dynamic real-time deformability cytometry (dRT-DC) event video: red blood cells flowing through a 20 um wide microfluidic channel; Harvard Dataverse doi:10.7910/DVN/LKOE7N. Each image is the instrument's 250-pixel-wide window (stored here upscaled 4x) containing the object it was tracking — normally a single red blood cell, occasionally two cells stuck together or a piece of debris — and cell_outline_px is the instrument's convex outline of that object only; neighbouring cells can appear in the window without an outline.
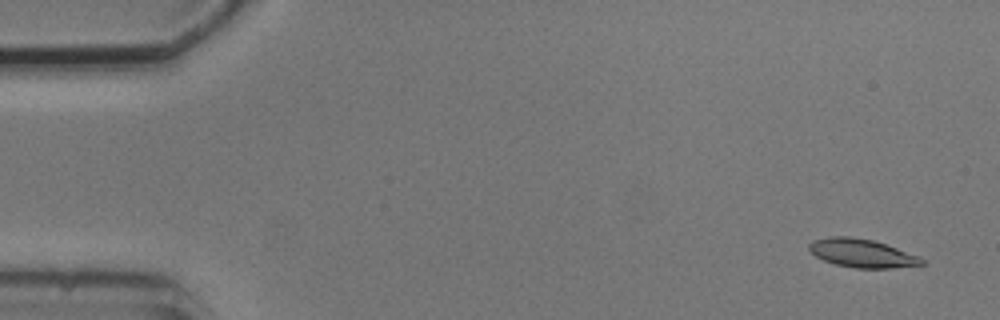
{"species": "common noctule bat (a hibernating species)", "species_latin": "Nyctalus noctula", "temperature_condition": "cold", "stored_images_in_passage": 7, "camera_frame_rate_fps": 3000, "um_per_image_px": 0.085, "animal": {"sex": "male", "body_mass_g": 20.5, "forearm_length_mm": 52.5}, "frame": {"image": 1, "passage_image": 1, "time_ms": 0.0, "image_size_px": [1000, 320], "cell_outline_px": [[924, 264], [888, 268], [856, 268], [836, 264], [824, 260], [816, 256], [808, 248], [808, 244], [812, 240], [828, 236], [848, 236], [872, 240], [920, 256], [924, 260]], "centroid_in_image_um": [73.23, 21.51], "position_along_channel_um": 11.8, "area_um2": 18.44}}
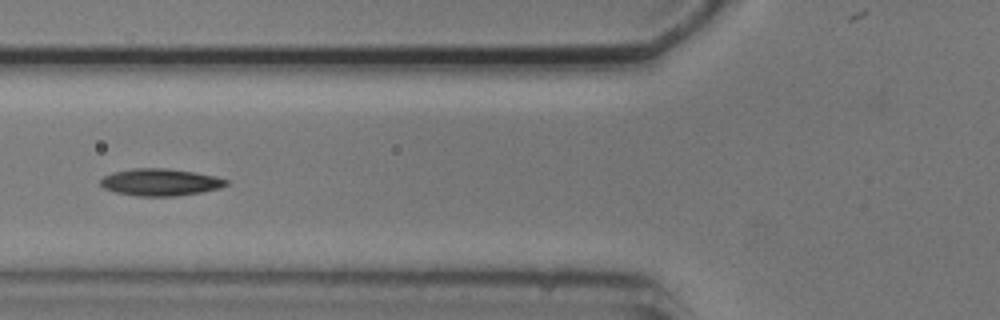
{"frame": {"image": 2, "passage_image": 6, "time_ms": 6.0, "image_size_px": [1000, 320], "cell_outline_px": [[228, 184], [220, 188], [200, 192], [176, 196], [136, 196], [116, 192], [104, 188], [100, 184], [100, 180], [104, 176], [112, 172], [132, 168], [168, 168], [196, 172], [216, 176], [228, 180]], "centroid_in_image_um": [13.63, 15.48], "position_along_channel_um": 112.2, "area_um2": 19.94}}
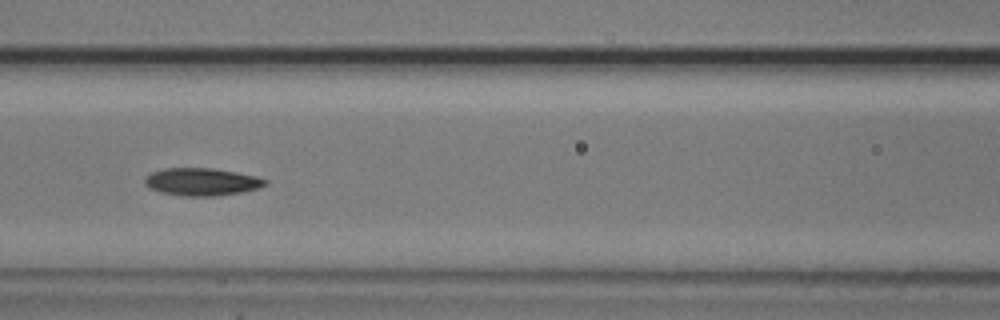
{"frame": {"image": 3, "passage_image": 7, "time_ms": 7.0, "image_size_px": [1000, 320], "cell_outline_px": [[268, 184], [256, 188], [240, 192], [216, 196], [184, 196], [160, 192], [144, 184], [144, 180], [152, 172], [164, 168], [216, 168], [256, 176], [268, 180]], "centroid_in_image_um": [17.16, 15.45], "position_along_channel_um": 149.4, "area_um2": 19.25}}